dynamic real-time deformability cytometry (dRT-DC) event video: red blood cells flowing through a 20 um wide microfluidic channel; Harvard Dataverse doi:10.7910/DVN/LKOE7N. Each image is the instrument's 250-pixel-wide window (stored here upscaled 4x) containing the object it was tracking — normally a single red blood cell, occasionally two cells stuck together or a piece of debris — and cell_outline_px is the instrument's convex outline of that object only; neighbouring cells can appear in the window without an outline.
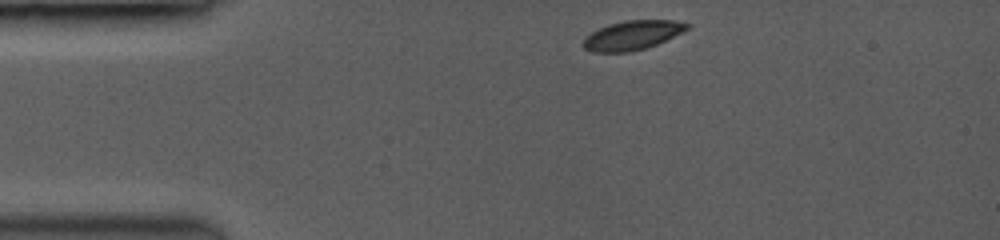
{"species": "common noctule bat (a hibernating species)", "species_latin": "Nyctalus noctula", "temperature_condition": "room temperature", "stored_images_in_passage": 43, "camera_frame_rate_fps": 3500, "um_per_image_px": 0.085, "animal": {"sex": "female", "body_mass_g": 19.0, "forearm_length_mm": 53.3}, "frame": {"image": 1, "passage_image": 1, "time_ms": 0.0, "image_size_px": [1000, 240], "cell_outline_px": [[688, 28], [656, 44], [644, 48], [624, 52], [596, 52], [584, 48], [584, 40], [592, 32], [600, 28], [612, 24], [628, 20], [672, 20], [688, 24]], "centroid_in_image_um": [53.73, 2.99], "position_along_channel_um": 31.3, "area_um2": 16.88}}
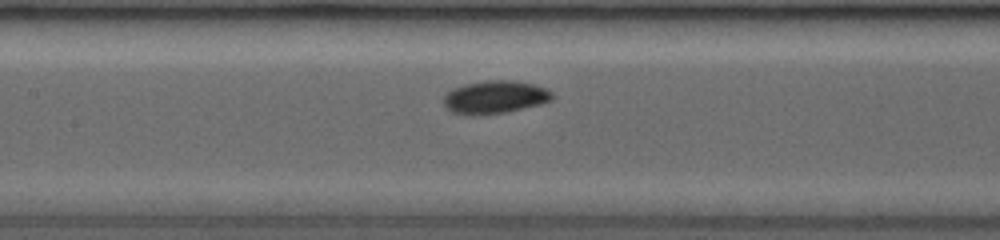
{"frame": {"image": 2, "passage_image": 17, "time_ms": 4.571, "image_size_px": [1000, 240], "cell_outline_px": [[552, 96], [548, 100], [536, 104], [504, 112], [452, 112], [444, 104], [444, 96], [448, 92], [464, 84], [488, 80], [516, 80], [532, 84], [544, 88], [552, 92]], "centroid_in_image_um": [42.07, 8.19], "position_along_channel_um": 165.3, "area_um2": 19.54}}
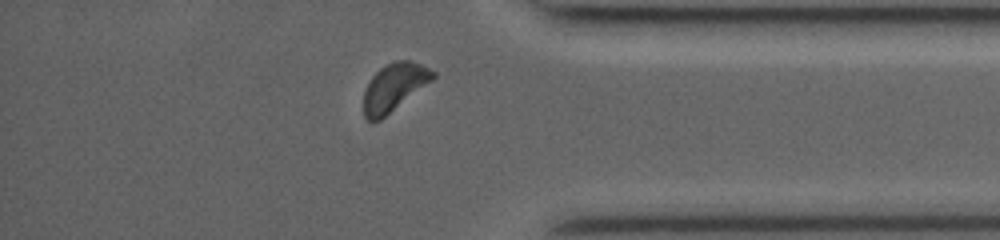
{"frame": {"image": 3, "passage_image": 38, "time_ms": 10.571, "image_size_px": [1000, 240], "cell_outline_px": [[436, 76], [432, 80], [380, 120], [368, 120], [364, 116], [364, 92], [372, 76], [380, 68], [396, 60], [408, 60], [420, 64], [436, 72]], "centroid_in_image_um": [33.5, 7.4], "position_along_channel_um": 401.7, "area_um2": 18.79}, "authors_computed_cell_mechanics": {"area_um2": 18.785, "velocity_mm_per_s": 4.0211, "shape_relaxation_time_tau1_ms": 7.025, "shape_relaxation_time_tau2_ms": 7.5034, "deformation_change_tau1": 0.1972, "deformation_change_tau2": 0.1084}}